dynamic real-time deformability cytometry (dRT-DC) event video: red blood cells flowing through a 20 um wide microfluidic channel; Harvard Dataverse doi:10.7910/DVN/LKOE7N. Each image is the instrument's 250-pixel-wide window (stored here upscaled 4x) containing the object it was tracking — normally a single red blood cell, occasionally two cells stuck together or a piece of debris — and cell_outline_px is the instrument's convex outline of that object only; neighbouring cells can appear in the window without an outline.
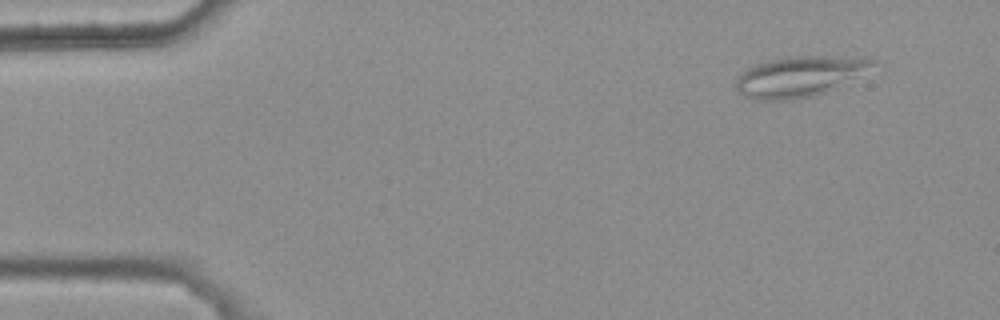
{"species": "common noctule bat (a hibernating species)", "species_latin": "Nyctalus noctula", "temperature_condition": "warm", "stored_images_in_passage": 5, "camera_frame_rate_fps": 3000, "um_per_image_px": 0.085, "animal": {"sex": "female", "body_mass_g": 25.1}, "frame": {"image": 1, "passage_image": 2, "time_ms": 0.333, "image_size_px": [1000, 320], "cell_outline_px": [[880, 64], [828, 92], [812, 96], [788, 100], [756, 100], [744, 96], [736, 88], [736, 76], [748, 68], [756, 64], [768, 60], [796, 56], [868, 56], [880, 60]], "centroid_in_image_um": [68.05, 6.47], "position_along_channel_um": 16.9, "area_um2": 32.77}}